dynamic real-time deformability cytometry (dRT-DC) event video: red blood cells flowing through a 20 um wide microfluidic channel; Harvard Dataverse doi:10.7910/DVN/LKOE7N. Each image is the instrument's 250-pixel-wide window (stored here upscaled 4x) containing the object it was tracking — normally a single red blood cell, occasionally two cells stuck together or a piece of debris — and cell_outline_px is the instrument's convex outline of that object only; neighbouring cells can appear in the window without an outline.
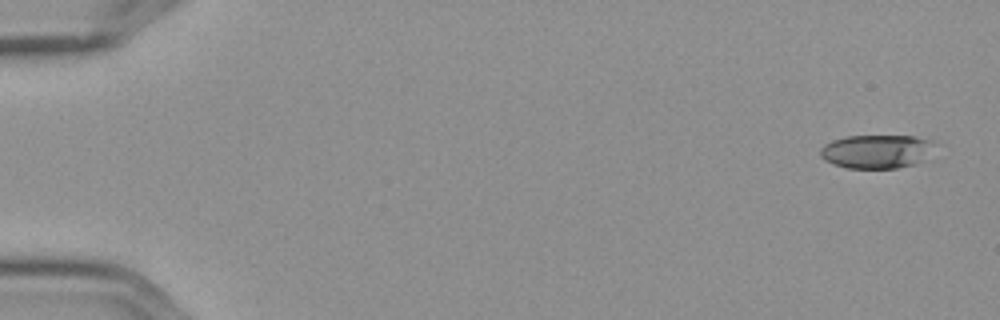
{"species": "Egyptian fruit bat (a non-hibernating species)", "species_latin": "Rousettus aegyptiacus", "temperature_condition": "cold", "stored_images_in_passage": 5, "camera_frame_rate_fps": 3000, "um_per_image_px": 0.085, "frame": {"image": 1, "passage_image": 1, "time_ms": 0.0, "image_size_px": [1000, 320], "cell_outline_px": [[936, 144], [916, 164], [896, 168], [848, 168], [824, 160], [820, 156], [820, 148], [824, 144], [832, 140], [848, 136], [916, 136], [932, 140]], "centroid_in_image_um": [74.47, 12.86], "position_along_channel_um": 10.5, "area_um2": 22.25}}